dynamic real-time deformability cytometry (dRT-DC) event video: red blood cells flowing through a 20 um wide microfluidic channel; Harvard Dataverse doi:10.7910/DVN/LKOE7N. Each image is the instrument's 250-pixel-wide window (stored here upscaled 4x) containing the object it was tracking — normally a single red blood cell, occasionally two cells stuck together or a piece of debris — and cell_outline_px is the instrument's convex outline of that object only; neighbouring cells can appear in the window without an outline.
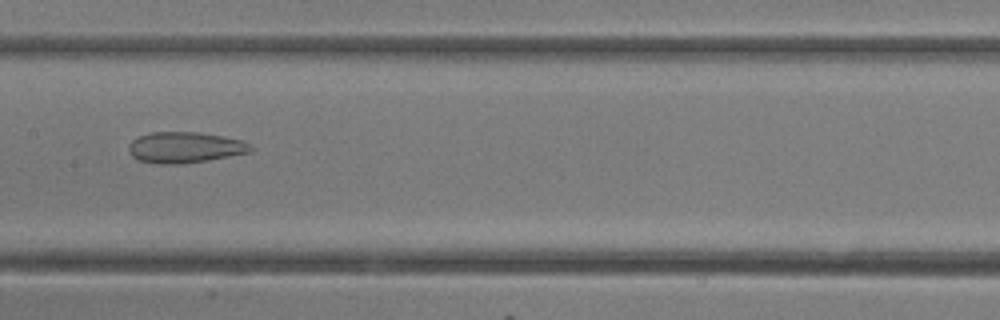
{"species": "common noctule bat (a hibernating species)", "species_latin": "Nyctalus noctula", "temperature_condition": "room temperature", "stored_images_in_passage": 20, "camera_frame_rate_fps": 3000, "um_per_image_px": 0.085, "animal": {"sex": "female"}, "frame": {"image": 1, "passage_image": 15, "time_ms": 4.667, "image_size_px": [1000, 320], "cell_outline_px": [[256, 148], [252, 152], [208, 160], [184, 164], [156, 164], [140, 160], [132, 156], [128, 152], [128, 144], [132, 140], [140, 136], [152, 132], [200, 132], [224, 136], [240, 140], [252, 144]], "centroid_in_image_um": [15.75, 12.53], "position_along_channel_um": 191.6, "area_um2": 22.31}}
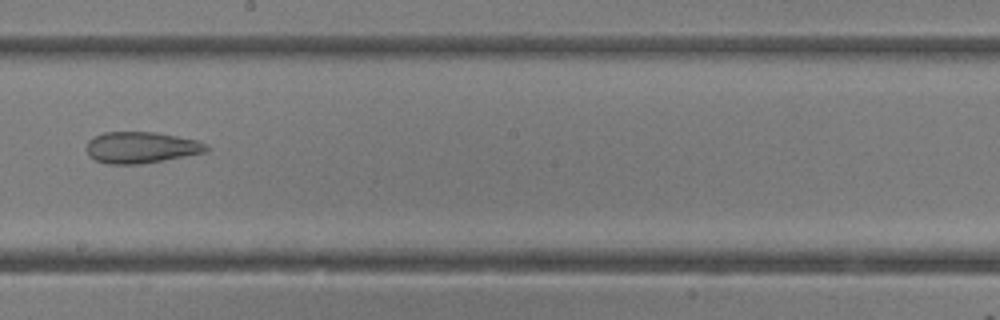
{"frame": {"image": 2, "passage_image": 17, "time_ms": 5.333, "image_size_px": [1000, 320], "cell_outline_px": [[208, 152], [164, 160], [140, 164], [108, 164], [96, 160], [88, 156], [88, 140], [104, 132], [156, 132], [196, 140], [208, 144]], "centroid_in_image_um": [12.02, 12.54], "position_along_channel_um": 236.2, "area_um2": 21.85}}